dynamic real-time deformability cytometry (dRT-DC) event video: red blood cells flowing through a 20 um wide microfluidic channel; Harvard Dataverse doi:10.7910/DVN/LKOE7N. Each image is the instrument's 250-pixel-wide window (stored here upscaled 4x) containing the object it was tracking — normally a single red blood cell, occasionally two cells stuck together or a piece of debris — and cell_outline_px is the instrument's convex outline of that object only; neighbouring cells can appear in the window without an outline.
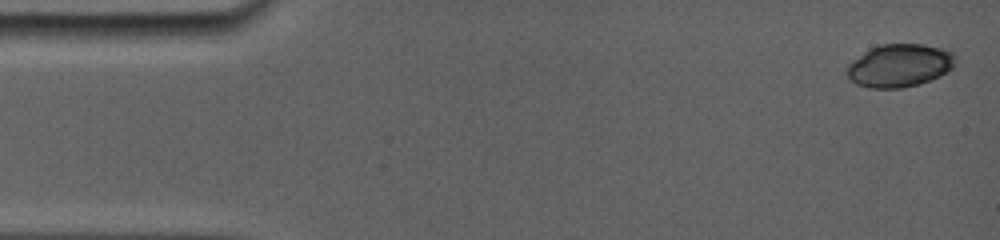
{"species": "common noctule bat (a hibernating species)", "species_latin": "Nyctalus noctula", "temperature_condition": "room temperature", "stored_images_in_passage": 18, "camera_frame_rate_fps": 5000, "um_per_image_px": 0.085, "animal": {"sex": "female", "body_mass_g": 19.0, "forearm_length_mm": 56.7}, "frame": {"image": 1, "passage_image": 1, "time_ms": 0.0, "image_size_px": [1000, 240], "cell_outline_px": [[956, 64], [948, 72], [940, 76], [920, 84], [900, 88], [868, 88], [856, 84], [844, 72], [844, 68], [852, 60], [864, 52], [880, 44], [924, 44], [940, 48], [952, 52], [956, 56]], "centroid_in_image_um": [76.46, 5.57], "position_along_channel_um": 8.5, "area_um2": 27.46}}
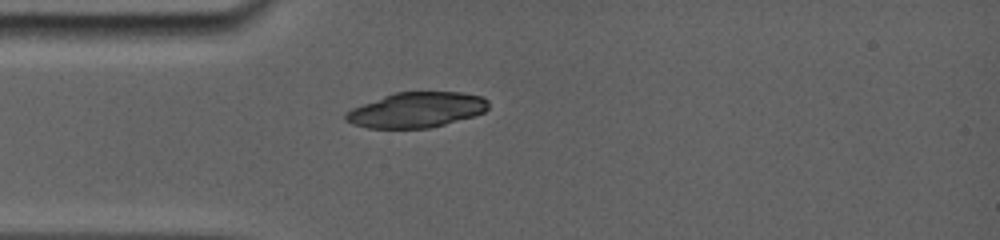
{"frame": {"image": 2, "passage_image": 16, "time_ms": 4.0, "image_size_px": [1000, 240], "cell_outline_px": [[488, 108], [484, 112], [472, 116], [444, 124], [428, 128], [368, 128], [344, 120], [344, 116], [352, 108], [392, 92], [464, 92], [484, 96], [488, 100]], "centroid_in_image_um": [35.42, 9.32], "position_along_channel_um": 49.6, "area_um2": 29.25}}